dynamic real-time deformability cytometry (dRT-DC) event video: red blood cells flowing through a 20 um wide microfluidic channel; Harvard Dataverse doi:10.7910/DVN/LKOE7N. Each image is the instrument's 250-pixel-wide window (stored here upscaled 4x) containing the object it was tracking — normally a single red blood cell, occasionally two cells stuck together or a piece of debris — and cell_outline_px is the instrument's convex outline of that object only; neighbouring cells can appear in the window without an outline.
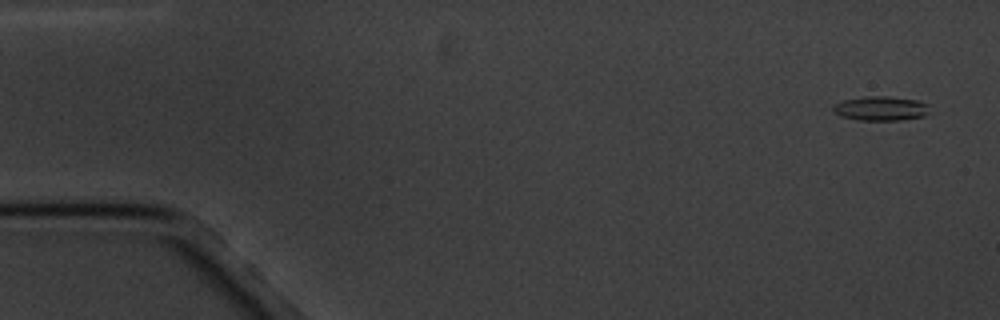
{"species": "common noctule bat (a hibernating species)", "species_latin": "Nyctalus noctula", "temperature_condition": "cold", "stored_images_in_passage": 5, "camera_frame_rate_fps": 3000, "um_per_image_px": 0.085, "animal": {"sex": "male", "body_mass_g": 20.1, "forearm_length_mm": 53.5}, "frame": {"image": 1, "passage_image": 1, "time_ms": 0.0, "image_size_px": [1000, 320], "cell_outline_px": [[928, 112], [924, 116], [900, 120], [860, 120], [840, 116], [832, 112], [832, 108], [836, 104], [844, 100], [864, 96], [888, 96], [916, 100], [928, 104]], "centroid_in_image_um": [74.85, 9.22], "position_along_channel_um": 10.2, "area_um2": 13.64}}
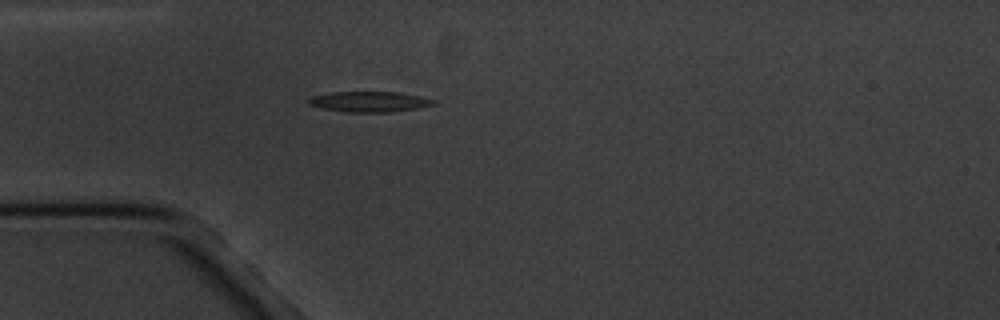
{"frame": {"image": 2, "passage_image": 5, "time_ms": 4.667, "image_size_px": [1000, 320], "cell_outline_px": [[436, 104], [416, 108], [392, 112], [344, 112], [320, 108], [308, 104], [304, 100], [312, 96], [332, 92], [400, 92], [420, 96], [436, 100]], "centroid_in_image_um": [31.35, 8.64], "position_along_channel_um": 53.6, "area_um2": 15.09}}